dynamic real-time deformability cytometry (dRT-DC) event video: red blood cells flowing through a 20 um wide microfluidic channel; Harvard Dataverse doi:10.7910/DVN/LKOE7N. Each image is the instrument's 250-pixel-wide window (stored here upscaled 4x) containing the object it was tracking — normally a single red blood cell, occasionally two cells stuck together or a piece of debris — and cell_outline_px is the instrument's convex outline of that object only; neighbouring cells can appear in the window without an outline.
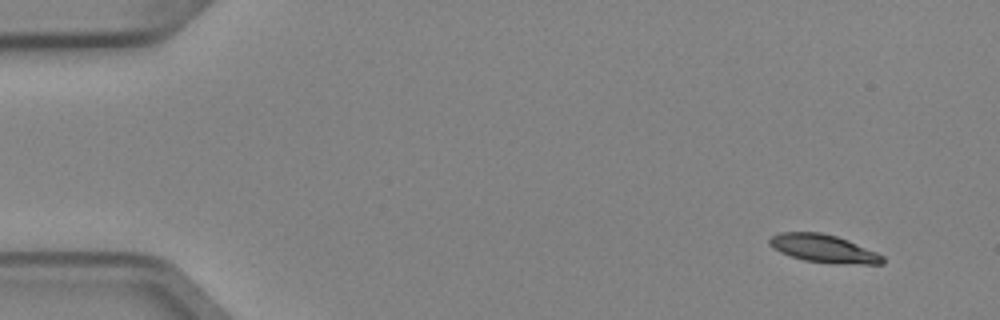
{"species": "Egyptian fruit bat (a non-hibernating species)", "species_latin": "Rousettus aegyptiacus", "temperature_condition": "cold", "stored_images_in_passage": 3, "camera_frame_rate_fps": 3000, "um_per_image_px": 0.085, "animal": {"sex": "female"}, "frame": {"image": 1, "passage_image": 1, "time_ms": 0.0, "image_size_px": [1000, 320], "cell_outline_px": [[884, 264], [844, 264], [804, 260], [780, 252], [772, 248], [768, 244], [768, 240], [772, 236], [780, 232], [820, 232], [836, 236], [848, 240], [876, 252], [884, 256]], "centroid_in_image_um": [70.0, 21.12], "position_along_channel_um": 15.0, "area_um2": 18.38}}
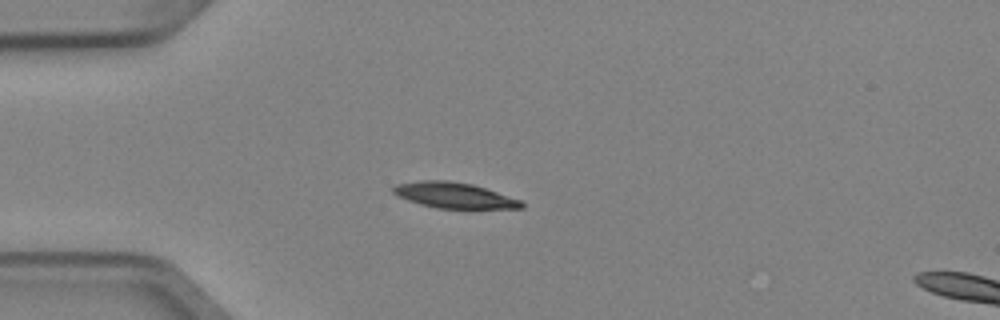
{"frame": {"image": 2, "passage_image": 3, "time_ms": 0.667, "image_size_px": [1000, 320], "cell_outline_px": [[524, 208], [436, 208], [420, 204], [396, 196], [392, 192], [392, 188], [396, 184], [420, 180], [444, 180], [472, 184], [520, 200], [524, 204]], "centroid_in_image_um": [38.54, 16.6], "position_along_channel_um": 46.5, "area_um2": 18.96}}